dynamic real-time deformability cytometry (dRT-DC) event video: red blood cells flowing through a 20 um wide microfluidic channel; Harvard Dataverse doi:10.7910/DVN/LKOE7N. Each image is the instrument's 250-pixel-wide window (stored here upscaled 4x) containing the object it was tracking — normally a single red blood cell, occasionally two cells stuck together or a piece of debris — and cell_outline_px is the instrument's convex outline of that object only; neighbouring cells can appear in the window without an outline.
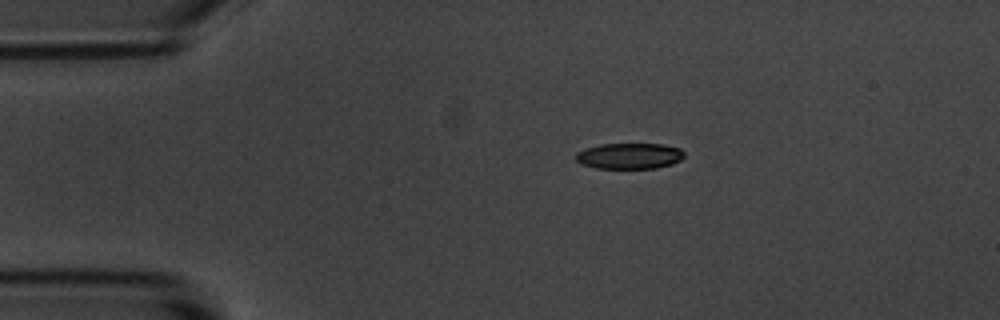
{"species": "common noctule bat (a hibernating species)", "species_latin": "Nyctalus noctula", "temperature_condition": "room temperature", "stored_images_in_passage": 5, "camera_frame_rate_fps": 3000, "um_per_image_px": 0.085, "animal": {"sex": "male", "body_mass_g": 20.1, "forearm_length_mm": 53.5}, "frame": {"image": 1, "passage_image": 2, "time_ms": 1.333, "image_size_px": [1000, 320], "cell_outline_px": [[684, 156], [680, 160], [672, 164], [656, 168], [596, 168], [580, 164], [576, 160], [576, 152], [584, 148], [600, 144], [664, 144], [680, 148], [684, 152]], "centroid_in_image_um": [53.48, 13.25], "position_along_channel_um": 31.5, "area_um2": 16.47}}
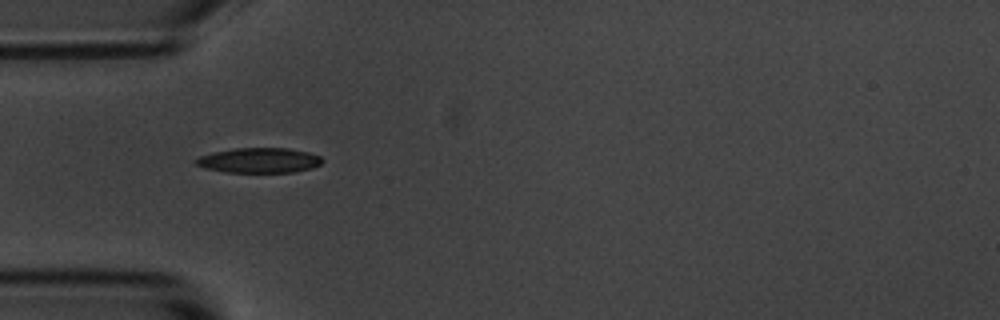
{"frame": {"image": 2, "passage_image": 4, "time_ms": 3.333, "image_size_px": [1000, 320], "cell_outline_px": [[324, 160], [320, 164], [312, 168], [292, 172], [224, 172], [204, 168], [196, 164], [192, 160], [200, 156], [212, 152], [236, 148], [288, 148], [308, 152], [320, 156]], "centroid_in_image_um": [22.0, 13.63], "position_along_channel_um": 63.0, "area_um2": 18.5}}